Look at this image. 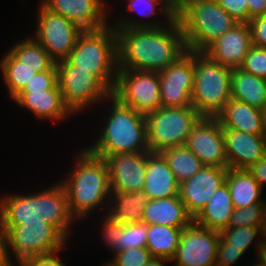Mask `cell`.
I'll list each match as a JSON object with an SVG mask.
<instances>
[{"mask_svg": "<svg viewBox=\"0 0 266 266\" xmlns=\"http://www.w3.org/2000/svg\"><path fill=\"white\" fill-rule=\"evenodd\" d=\"M118 69L160 72L186 52L178 18L160 28H118Z\"/></svg>", "mask_w": 266, "mask_h": 266, "instance_id": "1", "label": "cell"}, {"mask_svg": "<svg viewBox=\"0 0 266 266\" xmlns=\"http://www.w3.org/2000/svg\"><path fill=\"white\" fill-rule=\"evenodd\" d=\"M76 154L71 173H67L59 182L67 194L72 215L82 221L90 213L94 214L96 208L107 210L111 187L104 158L92 154L86 148Z\"/></svg>", "mask_w": 266, "mask_h": 266, "instance_id": "2", "label": "cell"}, {"mask_svg": "<svg viewBox=\"0 0 266 266\" xmlns=\"http://www.w3.org/2000/svg\"><path fill=\"white\" fill-rule=\"evenodd\" d=\"M109 112L100 134L86 149L101 158L114 154L150 151L147 142L145 115L121 104L112 95L107 99ZM111 106V107H110Z\"/></svg>", "mask_w": 266, "mask_h": 266, "instance_id": "3", "label": "cell"}, {"mask_svg": "<svg viewBox=\"0 0 266 266\" xmlns=\"http://www.w3.org/2000/svg\"><path fill=\"white\" fill-rule=\"evenodd\" d=\"M187 51L204 52L237 23L217 2L192 0L177 12Z\"/></svg>", "mask_w": 266, "mask_h": 266, "instance_id": "4", "label": "cell"}, {"mask_svg": "<svg viewBox=\"0 0 266 266\" xmlns=\"http://www.w3.org/2000/svg\"><path fill=\"white\" fill-rule=\"evenodd\" d=\"M67 60L78 69L90 70L112 91L118 72L116 29L109 24L83 31Z\"/></svg>", "mask_w": 266, "mask_h": 266, "instance_id": "5", "label": "cell"}, {"mask_svg": "<svg viewBox=\"0 0 266 266\" xmlns=\"http://www.w3.org/2000/svg\"><path fill=\"white\" fill-rule=\"evenodd\" d=\"M194 65L192 107L202 117H216L231 99L232 69L213 61L203 52H194Z\"/></svg>", "mask_w": 266, "mask_h": 266, "instance_id": "6", "label": "cell"}, {"mask_svg": "<svg viewBox=\"0 0 266 266\" xmlns=\"http://www.w3.org/2000/svg\"><path fill=\"white\" fill-rule=\"evenodd\" d=\"M202 116L192 107H161L145 115L151 152L185 145L193 126Z\"/></svg>", "mask_w": 266, "mask_h": 266, "instance_id": "7", "label": "cell"}, {"mask_svg": "<svg viewBox=\"0 0 266 266\" xmlns=\"http://www.w3.org/2000/svg\"><path fill=\"white\" fill-rule=\"evenodd\" d=\"M1 228L8 238L9 255L11 251L18 266L28 258L65 249L69 240L57 227L46 221L23 222L15 227Z\"/></svg>", "mask_w": 266, "mask_h": 266, "instance_id": "8", "label": "cell"}, {"mask_svg": "<svg viewBox=\"0 0 266 266\" xmlns=\"http://www.w3.org/2000/svg\"><path fill=\"white\" fill-rule=\"evenodd\" d=\"M57 82L65 105L77 115L82 110L107 100L112 91L90 70L78 69L67 59L55 63ZM77 113V114H76Z\"/></svg>", "mask_w": 266, "mask_h": 266, "instance_id": "9", "label": "cell"}, {"mask_svg": "<svg viewBox=\"0 0 266 266\" xmlns=\"http://www.w3.org/2000/svg\"><path fill=\"white\" fill-rule=\"evenodd\" d=\"M112 96L143 115L154 112L161 108L159 73L118 69Z\"/></svg>", "mask_w": 266, "mask_h": 266, "instance_id": "10", "label": "cell"}, {"mask_svg": "<svg viewBox=\"0 0 266 266\" xmlns=\"http://www.w3.org/2000/svg\"><path fill=\"white\" fill-rule=\"evenodd\" d=\"M39 3L38 22L36 21L33 38L46 49L55 63L66 60L83 30L66 17L53 13Z\"/></svg>", "mask_w": 266, "mask_h": 266, "instance_id": "11", "label": "cell"}, {"mask_svg": "<svg viewBox=\"0 0 266 266\" xmlns=\"http://www.w3.org/2000/svg\"><path fill=\"white\" fill-rule=\"evenodd\" d=\"M219 232L194 221L181 233L179 246L171 259L174 266H216Z\"/></svg>", "mask_w": 266, "mask_h": 266, "instance_id": "12", "label": "cell"}, {"mask_svg": "<svg viewBox=\"0 0 266 266\" xmlns=\"http://www.w3.org/2000/svg\"><path fill=\"white\" fill-rule=\"evenodd\" d=\"M161 107L192 106L194 87V52L187 51L175 63L158 72Z\"/></svg>", "mask_w": 266, "mask_h": 266, "instance_id": "13", "label": "cell"}, {"mask_svg": "<svg viewBox=\"0 0 266 266\" xmlns=\"http://www.w3.org/2000/svg\"><path fill=\"white\" fill-rule=\"evenodd\" d=\"M185 145L204 166L228 168L223 131L216 117H201L193 126Z\"/></svg>", "mask_w": 266, "mask_h": 266, "instance_id": "14", "label": "cell"}, {"mask_svg": "<svg viewBox=\"0 0 266 266\" xmlns=\"http://www.w3.org/2000/svg\"><path fill=\"white\" fill-rule=\"evenodd\" d=\"M228 168L203 166L192 178L179 184L178 195L195 218L226 181Z\"/></svg>", "mask_w": 266, "mask_h": 266, "instance_id": "15", "label": "cell"}, {"mask_svg": "<svg viewBox=\"0 0 266 266\" xmlns=\"http://www.w3.org/2000/svg\"><path fill=\"white\" fill-rule=\"evenodd\" d=\"M148 152L114 154L105 158L111 190L132 193L143 191Z\"/></svg>", "mask_w": 266, "mask_h": 266, "instance_id": "16", "label": "cell"}, {"mask_svg": "<svg viewBox=\"0 0 266 266\" xmlns=\"http://www.w3.org/2000/svg\"><path fill=\"white\" fill-rule=\"evenodd\" d=\"M40 1L47 9L66 17L83 31L99 30L109 25V14L106 11L109 10V5L106 4V0Z\"/></svg>", "mask_w": 266, "mask_h": 266, "instance_id": "17", "label": "cell"}, {"mask_svg": "<svg viewBox=\"0 0 266 266\" xmlns=\"http://www.w3.org/2000/svg\"><path fill=\"white\" fill-rule=\"evenodd\" d=\"M251 46L252 37L249 24L237 23L203 53L222 66L235 69L240 68Z\"/></svg>", "mask_w": 266, "mask_h": 266, "instance_id": "18", "label": "cell"}, {"mask_svg": "<svg viewBox=\"0 0 266 266\" xmlns=\"http://www.w3.org/2000/svg\"><path fill=\"white\" fill-rule=\"evenodd\" d=\"M228 168L248 169L266 155L263 135L222 128Z\"/></svg>", "mask_w": 266, "mask_h": 266, "instance_id": "19", "label": "cell"}, {"mask_svg": "<svg viewBox=\"0 0 266 266\" xmlns=\"http://www.w3.org/2000/svg\"><path fill=\"white\" fill-rule=\"evenodd\" d=\"M43 189L31 194H5L0 198V227H15L23 222L45 221Z\"/></svg>", "mask_w": 266, "mask_h": 266, "instance_id": "20", "label": "cell"}, {"mask_svg": "<svg viewBox=\"0 0 266 266\" xmlns=\"http://www.w3.org/2000/svg\"><path fill=\"white\" fill-rule=\"evenodd\" d=\"M20 108H25L40 120L59 122L74 115L65 105L58 83L42 92H19L13 99ZM67 117V118H66Z\"/></svg>", "mask_w": 266, "mask_h": 266, "instance_id": "21", "label": "cell"}, {"mask_svg": "<svg viewBox=\"0 0 266 266\" xmlns=\"http://www.w3.org/2000/svg\"><path fill=\"white\" fill-rule=\"evenodd\" d=\"M128 1V0H127ZM128 5V12L129 14H136L139 18L142 17V19H135L133 18H127L128 15H126L125 18L121 16L117 20H115L114 23H112L113 27L117 30L118 28H131V29H140V28H160L167 26L170 24L175 18H176V11L175 9L165 0H129L127 3ZM158 7V8H157ZM160 7V8H159ZM160 11H159V10ZM160 12L161 16L164 18V21L160 20L159 18L155 19L154 21V15H158V12ZM149 17V18H148ZM151 17V20H150ZM133 19V20H132ZM144 19L146 21H144ZM148 19V20H147ZM166 20V21H165ZM162 22V23H161Z\"/></svg>", "mask_w": 266, "mask_h": 266, "instance_id": "22", "label": "cell"}, {"mask_svg": "<svg viewBox=\"0 0 266 266\" xmlns=\"http://www.w3.org/2000/svg\"><path fill=\"white\" fill-rule=\"evenodd\" d=\"M144 192L149 199L179 196V183L160 152L147 155Z\"/></svg>", "mask_w": 266, "mask_h": 266, "instance_id": "23", "label": "cell"}, {"mask_svg": "<svg viewBox=\"0 0 266 266\" xmlns=\"http://www.w3.org/2000/svg\"><path fill=\"white\" fill-rule=\"evenodd\" d=\"M147 225H167L184 229L194 218L188 213L179 196L161 199H149L141 219Z\"/></svg>", "mask_w": 266, "mask_h": 266, "instance_id": "24", "label": "cell"}, {"mask_svg": "<svg viewBox=\"0 0 266 266\" xmlns=\"http://www.w3.org/2000/svg\"><path fill=\"white\" fill-rule=\"evenodd\" d=\"M222 128L263 135L262 110L231 98L216 116Z\"/></svg>", "mask_w": 266, "mask_h": 266, "instance_id": "25", "label": "cell"}, {"mask_svg": "<svg viewBox=\"0 0 266 266\" xmlns=\"http://www.w3.org/2000/svg\"><path fill=\"white\" fill-rule=\"evenodd\" d=\"M53 183L48 189L43 190V217L49 224L57 227L68 239L69 229L77 220L69 209L67 194L63 185Z\"/></svg>", "mask_w": 266, "mask_h": 266, "instance_id": "26", "label": "cell"}, {"mask_svg": "<svg viewBox=\"0 0 266 266\" xmlns=\"http://www.w3.org/2000/svg\"><path fill=\"white\" fill-rule=\"evenodd\" d=\"M149 198L144 191L132 193L111 190L105 215L113 222H140Z\"/></svg>", "mask_w": 266, "mask_h": 266, "instance_id": "27", "label": "cell"}, {"mask_svg": "<svg viewBox=\"0 0 266 266\" xmlns=\"http://www.w3.org/2000/svg\"><path fill=\"white\" fill-rule=\"evenodd\" d=\"M234 208H244L257 203H266L263 190L247 169L228 168L226 181Z\"/></svg>", "mask_w": 266, "mask_h": 266, "instance_id": "28", "label": "cell"}, {"mask_svg": "<svg viewBox=\"0 0 266 266\" xmlns=\"http://www.w3.org/2000/svg\"><path fill=\"white\" fill-rule=\"evenodd\" d=\"M233 209L229 188L224 183L194 218V222L202 227L219 232L228 227Z\"/></svg>", "mask_w": 266, "mask_h": 266, "instance_id": "29", "label": "cell"}, {"mask_svg": "<svg viewBox=\"0 0 266 266\" xmlns=\"http://www.w3.org/2000/svg\"><path fill=\"white\" fill-rule=\"evenodd\" d=\"M231 98L262 110L266 106V80L241 68L232 69Z\"/></svg>", "mask_w": 266, "mask_h": 266, "instance_id": "30", "label": "cell"}, {"mask_svg": "<svg viewBox=\"0 0 266 266\" xmlns=\"http://www.w3.org/2000/svg\"><path fill=\"white\" fill-rule=\"evenodd\" d=\"M182 231L167 225H147L146 248L152 257L171 261L177 252Z\"/></svg>", "mask_w": 266, "mask_h": 266, "instance_id": "31", "label": "cell"}, {"mask_svg": "<svg viewBox=\"0 0 266 266\" xmlns=\"http://www.w3.org/2000/svg\"><path fill=\"white\" fill-rule=\"evenodd\" d=\"M7 50L17 61L35 72L50 70L55 62L46 49L33 37H25Z\"/></svg>", "mask_w": 266, "mask_h": 266, "instance_id": "32", "label": "cell"}, {"mask_svg": "<svg viewBox=\"0 0 266 266\" xmlns=\"http://www.w3.org/2000/svg\"><path fill=\"white\" fill-rule=\"evenodd\" d=\"M160 153L167 161L179 184L192 178L204 166L186 145L166 148Z\"/></svg>", "mask_w": 266, "mask_h": 266, "instance_id": "33", "label": "cell"}, {"mask_svg": "<svg viewBox=\"0 0 266 266\" xmlns=\"http://www.w3.org/2000/svg\"><path fill=\"white\" fill-rule=\"evenodd\" d=\"M219 238L229 247L240 249L244 253L250 249L251 243L257 245V258L260 257L264 247V227H227L219 231ZM257 241H256V239ZM259 240V241H258ZM249 248V249H248Z\"/></svg>", "mask_w": 266, "mask_h": 266, "instance_id": "34", "label": "cell"}, {"mask_svg": "<svg viewBox=\"0 0 266 266\" xmlns=\"http://www.w3.org/2000/svg\"><path fill=\"white\" fill-rule=\"evenodd\" d=\"M0 70L10 98H14L36 72L17 61L9 52L0 60Z\"/></svg>", "mask_w": 266, "mask_h": 266, "instance_id": "35", "label": "cell"}, {"mask_svg": "<svg viewBox=\"0 0 266 266\" xmlns=\"http://www.w3.org/2000/svg\"><path fill=\"white\" fill-rule=\"evenodd\" d=\"M266 203H257L244 208H234L228 227H265Z\"/></svg>", "mask_w": 266, "mask_h": 266, "instance_id": "36", "label": "cell"}, {"mask_svg": "<svg viewBox=\"0 0 266 266\" xmlns=\"http://www.w3.org/2000/svg\"><path fill=\"white\" fill-rule=\"evenodd\" d=\"M147 224L144 222L125 223L118 238V252L136 247H146Z\"/></svg>", "mask_w": 266, "mask_h": 266, "instance_id": "37", "label": "cell"}, {"mask_svg": "<svg viewBox=\"0 0 266 266\" xmlns=\"http://www.w3.org/2000/svg\"><path fill=\"white\" fill-rule=\"evenodd\" d=\"M110 261L114 266H146L152 259L146 247H136L113 253Z\"/></svg>", "mask_w": 266, "mask_h": 266, "instance_id": "38", "label": "cell"}, {"mask_svg": "<svg viewBox=\"0 0 266 266\" xmlns=\"http://www.w3.org/2000/svg\"><path fill=\"white\" fill-rule=\"evenodd\" d=\"M240 68L266 80V48L252 45Z\"/></svg>", "mask_w": 266, "mask_h": 266, "instance_id": "39", "label": "cell"}, {"mask_svg": "<svg viewBox=\"0 0 266 266\" xmlns=\"http://www.w3.org/2000/svg\"><path fill=\"white\" fill-rule=\"evenodd\" d=\"M57 83V68L54 65L50 70L36 72L20 92H42L52 89Z\"/></svg>", "mask_w": 266, "mask_h": 266, "instance_id": "40", "label": "cell"}, {"mask_svg": "<svg viewBox=\"0 0 266 266\" xmlns=\"http://www.w3.org/2000/svg\"><path fill=\"white\" fill-rule=\"evenodd\" d=\"M105 218V219H103ZM103 223H101V234L102 238L105 242L106 247L110 248L109 250L112 252H118V238L119 234H121L122 229L124 228L125 223L113 222L106 215L102 217Z\"/></svg>", "mask_w": 266, "mask_h": 266, "instance_id": "41", "label": "cell"}, {"mask_svg": "<svg viewBox=\"0 0 266 266\" xmlns=\"http://www.w3.org/2000/svg\"><path fill=\"white\" fill-rule=\"evenodd\" d=\"M217 2L231 17L239 23L249 22L247 0H213Z\"/></svg>", "mask_w": 266, "mask_h": 266, "instance_id": "42", "label": "cell"}, {"mask_svg": "<svg viewBox=\"0 0 266 266\" xmlns=\"http://www.w3.org/2000/svg\"><path fill=\"white\" fill-rule=\"evenodd\" d=\"M244 255L240 249L229 248L220 238L217 245L216 266L236 265L239 258Z\"/></svg>", "mask_w": 266, "mask_h": 266, "instance_id": "43", "label": "cell"}, {"mask_svg": "<svg viewBox=\"0 0 266 266\" xmlns=\"http://www.w3.org/2000/svg\"><path fill=\"white\" fill-rule=\"evenodd\" d=\"M252 45L266 48V15L255 17L249 22Z\"/></svg>", "mask_w": 266, "mask_h": 266, "instance_id": "44", "label": "cell"}, {"mask_svg": "<svg viewBox=\"0 0 266 266\" xmlns=\"http://www.w3.org/2000/svg\"><path fill=\"white\" fill-rule=\"evenodd\" d=\"M59 252H54L45 255H39L26 259L19 266H66V263L62 262L58 257Z\"/></svg>", "mask_w": 266, "mask_h": 266, "instance_id": "45", "label": "cell"}, {"mask_svg": "<svg viewBox=\"0 0 266 266\" xmlns=\"http://www.w3.org/2000/svg\"><path fill=\"white\" fill-rule=\"evenodd\" d=\"M247 170L264 190V186H266V155Z\"/></svg>", "mask_w": 266, "mask_h": 266, "instance_id": "46", "label": "cell"}, {"mask_svg": "<svg viewBox=\"0 0 266 266\" xmlns=\"http://www.w3.org/2000/svg\"><path fill=\"white\" fill-rule=\"evenodd\" d=\"M8 251V238L5 231L0 227V266H15Z\"/></svg>", "mask_w": 266, "mask_h": 266, "instance_id": "47", "label": "cell"}, {"mask_svg": "<svg viewBox=\"0 0 266 266\" xmlns=\"http://www.w3.org/2000/svg\"><path fill=\"white\" fill-rule=\"evenodd\" d=\"M249 21L255 17L266 15V0H247Z\"/></svg>", "mask_w": 266, "mask_h": 266, "instance_id": "48", "label": "cell"}, {"mask_svg": "<svg viewBox=\"0 0 266 266\" xmlns=\"http://www.w3.org/2000/svg\"><path fill=\"white\" fill-rule=\"evenodd\" d=\"M167 262L171 261L164 258L152 257V259L146 264V266H167Z\"/></svg>", "mask_w": 266, "mask_h": 266, "instance_id": "49", "label": "cell"}, {"mask_svg": "<svg viewBox=\"0 0 266 266\" xmlns=\"http://www.w3.org/2000/svg\"><path fill=\"white\" fill-rule=\"evenodd\" d=\"M263 137L266 140V106L262 109Z\"/></svg>", "mask_w": 266, "mask_h": 266, "instance_id": "50", "label": "cell"}, {"mask_svg": "<svg viewBox=\"0 0 266 266\" xmlns=\"http://www.w3.org/2000/svg\"><path fill=\"white\" fill-rule=\"evenodd\" d=\"M167 1L177 12L179 10V0H165Z\"/></svg>", "mask_w": 266, "mask_h": 266, "instance_id": "51", "label": "cell"}, {"mask_svg": "<svg viewBox=\"0 0 266 266\" xmlns=\"http://www.w3.org/2000/svg\"><path fill=\"white\" fill-rule=\"evenodd\" d=\"M256 260L257 261L250 266H266V262L261 257H258V259L256 258Z\"/></svg>", "mask_w": 266, "mask_h": 266, "instance_id": "52", "label": "cell"}, {"mask_svg": "<svg viewBox=\"0 0 266 266\" xmlns=\"http://www.w3.org/2000/svg\"><path fill=\"white\" fill-rule=\"evenodd\" d=\"M188 1H192V0H179V9Z\"/></svg>", "mask_w": 266, "mask_h": 266, "instance_id": "53", "label": "cell"}, {"mask_svg": "<svg viewBox=\"0 0 266 266\" xmlns=\"http://www.w3.org/2000/svg\"><path fill=\"white\" fill-rule=\"evenodd\" d=\"M102 266H114L110 261H106V263L104 262V264Z\"/></svg>", "mask_w": 266, "mask_h": 266, "instance_id": "54", "label": "cell"}, {"mask_svg": "<svg viewBox=\"0 0 266 266\" xmlns=\"http://www.w3.org/2000/svg\"><path fill=\"white\" fill-rule=\"evenodd\" d=\"M264 237H265V240H266V223H265V227H264Z\"/></svg>", "mask_w": 266, "mask_h": 266, "instance_id": "55", "label": "cell"}]
</instances>
